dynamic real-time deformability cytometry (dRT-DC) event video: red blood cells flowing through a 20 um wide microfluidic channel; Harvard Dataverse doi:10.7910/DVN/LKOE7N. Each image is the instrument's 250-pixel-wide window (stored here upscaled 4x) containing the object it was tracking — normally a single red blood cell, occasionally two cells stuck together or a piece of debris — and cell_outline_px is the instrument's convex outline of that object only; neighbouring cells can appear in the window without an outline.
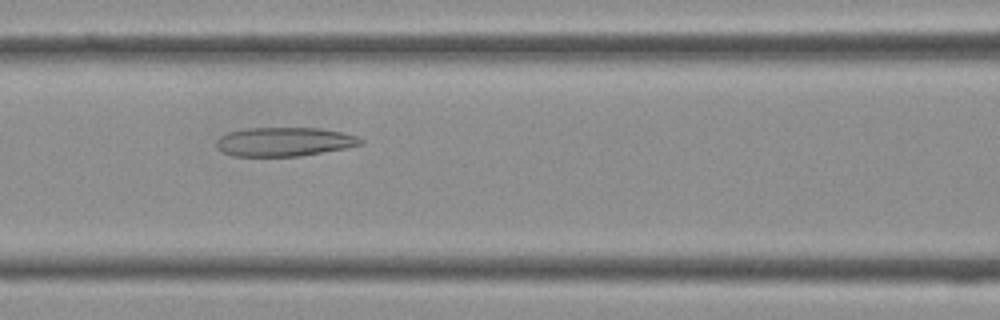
{"species": "Egyptian fruit bat (a non-hibernating species)", "species_latin": "Rousettus aegyptiacus", "temperature_condition": "cold", "stored_images_in_passage": 26, "camera_frame_rate_fps": 3000, "um_per_image_px": 0.085, "frame": {"image": 1, "passage_image": 7, "time_ms": 2.0, "image_size_px": [1000, 320], "cell_outline_px": [[364, 144], [348, 148], [300, 156], [232, 156], [224, 152], [216, 144], [216, 140], [220, 136], [228, 132], [248, 128], [320, 128], [340, 132], [356, 136], [364, 140]], "centroid_in_image_um": [24.2, 12.05], "position_along_channel_um": 142.4, "area_um2": 24.33}}
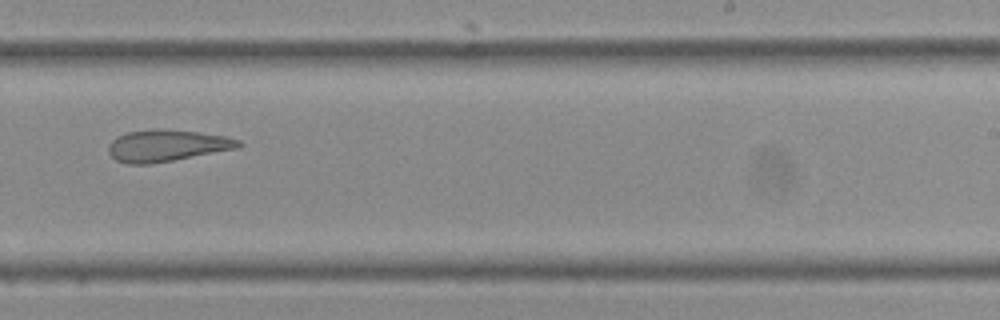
{"frame": {"image": 2, "passage_image": 15, "time_ms": 4.667, "image_size_px": [1000, 320], "cell_outline_px": [[244, 144], [240, 148], [152, 164], [128, 164], [116, 160], [108, 152], [108, 144], [116, 136], [128, 132], [152, 128], [156, 128], [200, 132], [224, 136], [240, 140]], "centroid_in_image_um": [14.19, 12.37], "position_along_channel_um": 274.8, "area_um2": 24.33}}
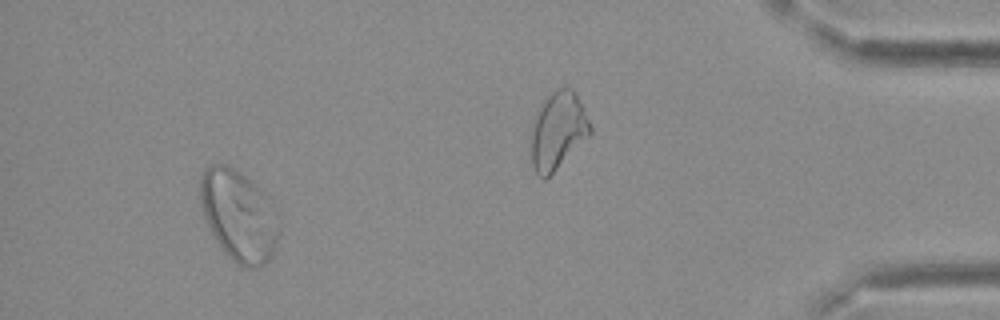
{"frame": {"image": 3, "passage_image": 23, "time_ms": 7.333, "image_size_px": [1000, 320], "cell_outline_px": [[280, 232], [272, 256], [264, 264], [256, 268], [244, 268], [236, 264], [224, 252], [216, 240], [204, 216], [200, 204], [200, 176], [204, 168], [212, 164], [228, 164], [236, 168], [256, 184], [272, 200]], "centroid_in_image_um": [20.3, 18.3], "position_along_channel_um": 414.9, "area_um2": 42.31}}